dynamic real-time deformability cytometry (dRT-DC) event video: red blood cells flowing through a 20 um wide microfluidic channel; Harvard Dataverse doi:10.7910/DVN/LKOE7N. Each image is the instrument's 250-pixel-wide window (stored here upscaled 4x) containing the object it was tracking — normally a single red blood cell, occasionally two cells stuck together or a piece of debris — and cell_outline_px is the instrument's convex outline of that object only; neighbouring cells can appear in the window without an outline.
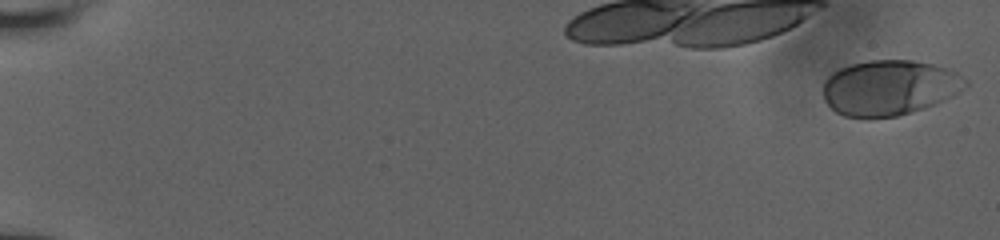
{"species": "human", "species_latin": "Homo sapiens", "temperature_condition": "room temperature", "stored_images_in_passage": 17, "camera_frame_rate_fps": 3000, "um_per_image_px": 0.085, "donor": {"sex": "male"}, "frame": {"image": 1, "passage_image": 1, "time_ms": 0.0, "image_size_px": [1000, 240], "cell_outline_px": [[968, 84], [952, 96], [924, 108], [896, 116], [868, 120], [844, 116], [836, 112], [824, 100], [824, 80], [832, 72], [848, 64], [868, 60], [912, 60], [932, 64], [956, 72], [968, 80]], "centroid_in_image_um": [75.55, 7.47], "position_along_channel_um": 9.4, "area_um2": 46.18}}
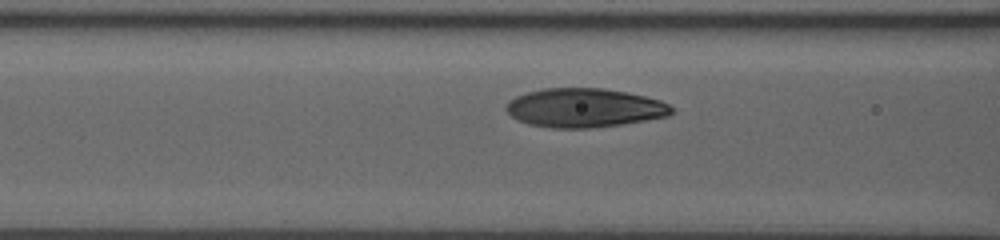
{"frame": {"image": 2, "passage_image": 15, "time_ms": 4.667, "image_size_px": [1000, 240], "cell_outline_px": [[672, 112], [668, 116], [620, 124], [592, 128], [552, 128], [528, 124], [516, 120], [504, 108], [508, 100], [516, 96], [528, 92], [544, 88], [604, 88], [628, 92], [660, 100], [668, 104], [672, 108]], "centroid_in_image_um": [49.63, 9.16], "position_along_channel_um": 117.0, "area_um2": 37.57}}